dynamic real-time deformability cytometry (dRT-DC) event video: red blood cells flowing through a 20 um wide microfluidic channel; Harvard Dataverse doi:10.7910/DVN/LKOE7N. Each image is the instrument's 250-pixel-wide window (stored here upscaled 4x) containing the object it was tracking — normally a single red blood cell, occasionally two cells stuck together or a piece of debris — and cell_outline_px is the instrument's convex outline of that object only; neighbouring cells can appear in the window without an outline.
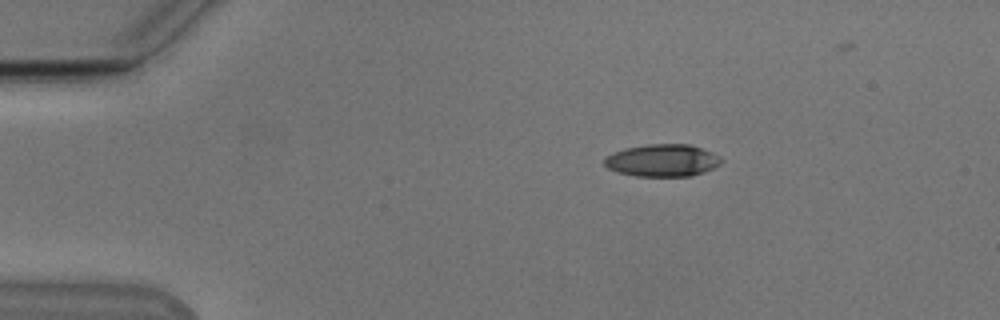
{"species": "Egyptian fruit bat (a non-hibernating species)", "species_latin": "Rousettus aegyptiacus", "temperature_condition": "cold", "stored_images_in_passage": 43, "camera_frame_rate_fps": 3000, "um_per_image_px": 0.085, "animal": {"sex": "male"}, "frame": {"image": 1, "passage_image": 2, "time_ms": 0.333, "image_size_px": [1000, 320], "cell_outline_px": [[724, 160], [720, 164], [704, 172], [692, 176], [636, 176], [616, 172], [608, 168], [604, 164], [604, 156], [612, 152], [624, 148], [648, 144], [688, 144], [712, 152], [720, 156]], "centroid_in_image_um": [56.28, 13.63], "position_along_channel_um": 28.7, "area_um2": 22.2}}
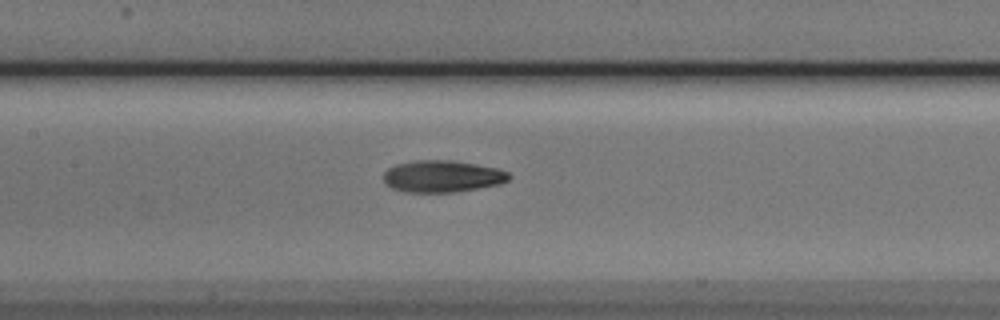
{"frame": {"image": 2, "passage_image": 18, "time_ms": 5.667, "image_size_px": [1000, 320], "cell_outline_px": [[512, 176], [508, 180], [500, 184], [452, 192], [404, 192], [392, 188], [384, 184], [384, 172], [388, 168], [396, 164], [416, 160], [452, 160], [476, 164], [496, 168], [508, 172]], "centroid_in_image_um": [37.57, 14.98], "position_along_channel_um": 169.8, "area_um2": 23.29}}
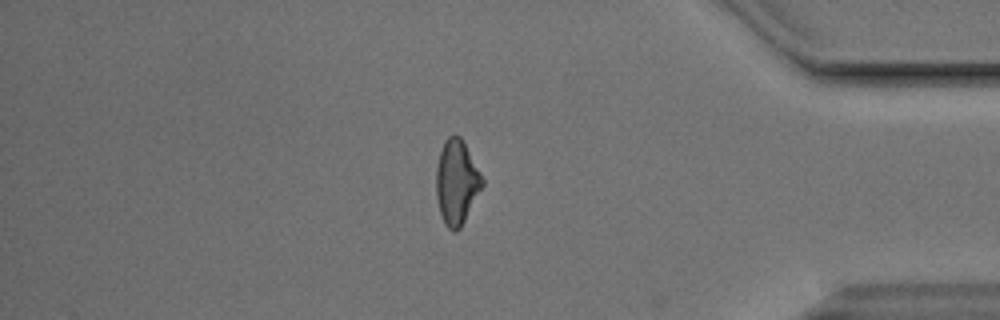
{"frame": {"image": 3, "passage_image": 38, "time_ms": 12.333, "image_size_px": [1000, 320], "cell_outline_px": [[484, 184], [460, 228], [456, 232], [452, 232], [444, 224], [440, 212], [436, 196], [436, 168], [440, 152], [444, 140], [448, 136], [460, 136], [480, 172], [484, 180]], "centroid_in_image_um": [38.8, 15.51], "position_along_channel_um": 396.4, "area_um2": 22.48}, "authors_computed_cell_mechanics": {"area_um2": 22.7732, "velocity_mm_per_s": 3.8369, "shape_relaxation_time_tau1_ms": 4.4514, "shape_relaxation_time_tau2_ms": 3.8446, "deformation_change_tau1": 0.1644, "deformation_change_tau2": 0.1043}}